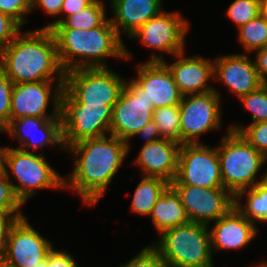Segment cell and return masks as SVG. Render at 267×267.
<instances>
[{
    "instance_id": "cell-44",
    "label": "cell",
    "mask_w": 267,
    "mask_h": 267,
    "mask_svg": "<svg viewBox=\"0 0 267 267\" xmlns=\"http://www.w3.org/2000/svg\"><path fill=\"white\" fill-rule=\"evenodd\" d=\"M260 14L267 19V0H260Z\"/></svg>"
},
{
    "instance_id": "cell-23",
    "label": "cell",
    "mask_w": 267,
    "mask_h": 267,
    "mask_svg": "<svg viewBox=\"0 0 267 267\" xmlns=\"http://www.w3.org/2000/svg\"><path fill=\"white\" fill-rule=\"evenodd\" d=\"M149 216L159 234L190 222L180 196L171 186L157 200Z\"/></svg>"
},
{
    "instance_id": "cell-22",
    "label": "cell",
    "mask_w": 267,
    "mask_h": 267,
    "mask_svg": "<svg viewBox=\"0 0 267 267\" xmlns=\"http://www.w3.org/2000/svg\"><path fill=\"white\" fill-rule=\"evenodd\" d=\"M163 0H110L113 16L110 22L118 35L123 31L128 37L162 10ZM111 5V6H110Z\"/></svg>"
},
{
    "instance_id": "cell-9",
    "label": "cell",
    "mask_w": 267,
    "mask_h": 267,
    "mask_svg": "<svg viewBox=\"0 0 267 267\" xmlns=\"http://www.w3.org/2000/svg\"><path fill=\"white\" fill-rule=\"evenodd\" d=\"M221 94L218 89L182 96L180 109L181 144L200 143V136L222 127Z\"/></svg>"
},
{
    "instance_id": "cell-45",
    "label": "cell",
    "mask_w": 267,
    "mask_h": 267,
    "mask_svg": "<svg viewBox=\"0 0 267 267\" xmlns=\"http://www.w3.org/2000/svg\"><path fill=\"white\" fill-rule=\"evenodd\" d=\"M261 179H262L261 183L267 187V171L266 173H264V175L262 173Z\"/></svg>"
},
{
    "instance_id": "cell-42",
    "label": "cell",
    "mask_w": 267,
    "mask_h": 267,
    "mask_svg": "<svg viewBox=\"0 0 267 267\" xmlns=\"http://www.w3.org/2000/svg\"><path fill=\"white\" fill-rule=\"evenodd\" d=\"M135 136H141L145 139L143 145L162 139L158 128L153 120L148 122L140 131L133 135L132 138H135Z\"/></svg>"
},
{
    "instance_id": "cell-18",
    "label": "cell",
    "mask_w": 267,
    "mask_h": 267,
    "mask_svg": "<svg viewBox=\"0 0 267 267\" xmlns=\"http://www.w3.org/2000/svg\"><path fill=\"white\" fill-rule=\"evenodd\" d=\"M135 68L138 75L133 80L143 88L154 109L180 104L182 95L163 61H146Z\"/></svg>"
},
{
    "instance_id": "cell-21",
    "label": "cell",
    "mask_w": 267,
    "mask_h": 267,
    "mask_svg": "<svg viewBox=\"0 0 267 267\" xmlns=\"http://www.w3.org/2000/svg\"><path fill=\"white\" fill-rule=\"evenodd\" d=\"M181 145L168 139L145 144L134 165L141 168L142 176L160 177L171 183L177 174Z\"/></svg>"
},
{
    "instance_id": "cell-37",
    "label": "cell",
    "mask_w": 267,
    "mask_h": 267,
    "mask_svg": "<svg viewBox=\"0 0 267 267\" xmlns=\"http://www.w3.org/2000/svg\"><path fill=\"white\" fill-rule=\"evenodd\" d=\"M45 267H79L75 257L68 251L52 248L45 257Z\"/></svg>"
},
{
    "instance_id": "cell-28",
    "label": "cell",
    "mask_w": 267,
    "mask_h": 267,
    "mask_svg": "<svg viewBox=\"0 0 267 267\" xmlns=\"http://www.w3.org/2000/svg\"><path fill=\"white\" fill-rule=\"evenodd\" d=\"M162 139L181 144L179 105L164 106L154 109L153 119Z\"/></svg>"
},
{
    "instance_id": "cell-32",
    "label": "cell",
    "mask_w": 267,
    "mask_h": 267,
    "mask_svg": "<svg viewBox=\"0 0 267 267\" xmlns=\"http://www.w3.org/2000/svg\"><path fill=\"white\" fill-rule=\"evenodd\" d=\"M23 204L15 195L12 184L8 181L5 172L0 174V213L23 214Z\"/></svg>"
},
{
    "instance_id": "cell-35",
    "label": "cell",
    "mask_w": 267,
    "mask_h": 267,
    "mask_svg": "<svg viewBox=\"0 0 267 267\" xmlns=\"http://www.w3.org/2000/svg\"><path fill=\"white\" fill-rule=\"evenodd\" d=\"M119 267H168L157 250L152 245H147L135 257Z\"/></svg>"
},
{
    "instance_id": "cell-12",
    "label": "cell",
    "mask_w": 267,
    "mask_h": 267,
    "mask_svg": "<svg viewBox=\"0 0 267 267\" xmlns=\"http://www.w3.org/2000/svg\"><path fill=\"white\" fill-rule=\"evenodd\" d=\"M189 22L177 11H161L139 27L129 38L143 46L174 56L185 51Z\"/></svg>"
},
{
    "instance_id": "cell-47",
    "label": "cell",
    "mask_w": 267,
    "mask_h": 267,
    "mask_svg": "<svg viewBox=\"0 0 267 267\" xmlns=\"http://www.w3.org/2000/svg\"><path fill=\"white\" fill-rule=\"evenodd\" d=\"M256 267V266H255ZM257 267H267V261L260 262Z\"/></svg>"
},
{
    "instance_id": "cell-46",
    "label": "cell",
    "mask_w": 267,
    "mask_h": 267,
    "mask_svg": "<svg viewBox=\"0 0 267 267\" xmlns=\"http://www.w3.org/2000/svg\"><path fill=\"white\" fill-rule=\"evenodd\" d=\"M35 267H45V259H43V260L40 261L38 264H36Z\"/></svg>"
},
{
    "instance_id": "cell-19",
    "label": "cell",
    "mask_w": 267,
    "mask_h": 267,
    "mask_svg": "<svg viewBox=\"0 0 267 267\" xmlns=\"http://www.w3.org/2000/svg\"><path fill=\"white\" fill-rule=\"evenodd\" d=\"M213 78L223 82L238 99L263 85L254 60L245 52L215 58Z\"/></svg>"
},
{
    "instance_id": "cell-8",
    "label": "cell",
    "mask_w": 267,
    "mask_h": 267,
    "mask_svg": "<svg viewBox=\"0 0 267 267\" xmlns=\"http://www.w3.org/2000/svg\"><path fill=\"white\" fill-rule=\"evenodd\" d=\"M126 79L111 68H82L65 72L63 91L75 103L107 104L118 101Z\"/></svg>"
},
{
    "instance_id": "cell-30",
    "label": "cell",
    "mask_w": 267,
    "mask_h": 267,
    "mask_svg": "<svg viewBox=\"0 0 267 267\" xmlns=\"http://www.w3.org/2000/svg\"><path fill=\"white\" fill-rule=\"evenodd\" d=\"M244 109L252 114L251 123L267 122V85H261L256 91L239 98Z\"/></svg>"
},
{
    "instance_id": "cell-11",
    "label": "cell",
    "mask_w": 267,
    "mask_h": 267,
    "mask_svg": "<svg viewBox=\"0 0 267 267\" xmlns=\"http://www.w3.org/2000/svg\"><path fill=\"white\" fill-rule=\"evenodd\" d=\"M170 185L223 187L217 147H210L202 142L182 144L177 174Z\"/></svg>"
},
{
    "instance_id": "cell-1",
    "label": "cell",
    "mask_w": 267,
    "mask_h": 267,
    "mask_svg": "<svg viewBox=\"0 0 267 267\" xmlns=\"http://www.w3.org/2000/svg\"><path fill=\"white\" fill-rule=\"evenodd\" d=\"M77 156L64 189L77 192L87 206L95 205L110 186L128 155V143L111 134L79 141L66 147Z\"/></svg>"
},
{
    "instance_id": "cell-2",
    "label": "cell",
    "mask_w": 267,
    "mask_h": 267,
    "mask_svg": "<svg viewBox=\"0 0 267 267\" xmlns=\"http://www.w3.org/2000/svg\"><path fill=\"white\" fill-rule=\"evenodd\" d=\"M0 69L13 84L45 80L64 83L65 80L50 29L20 32L0 53Z\"/></svg>"
},
{
    "instance_id": "cell-33",
    "label": "cell",
    "mask_w": 267,
    "mask_h": 267,
    "mask_svg": "<svg viewBox=\"0 0 267 267\" xmlns=\"http://www.w3.org/2000/svg\"><path fill=\"white\" fill-rule=\"evenodd\" d=\"M13 82L0 69V130L10 122Z\"/></svg>"
},
{
    "instance_id": "cell-20",
    "label": "cell",
    "mask_w": 267,
    "mask_h": 267,
    "mask_svg": "<svg viewBox=\"0 0 267 267\" xmlns=\"http://www.w3.org/2000/svg\"><path fill=\"white\" fill-rule=\"evenodd\" d=\"M210 231L211 249H241L257 236L258 227L249 221L235 206L225 215L214 221Z\"/></svg>"
},
{
    "instance_id": "cell-17",
    "label": "cell",
    "mask_w": 267,
    "mask_h": 267,
    "mask_svg": "<svg viewBox=\"0 0 267 267\" xmlns=\"http://www.w3.org/2000/svg\"><path fill=\"white\" fill-rule=\"evenodd\" d=\"M177 59L167 64L163 54H152L148 61H163L171 71L182 96L204 94L214 90L208 81L213 79L214 60L202 56H185V51L174 55Z\"/></svg>"
},
{
    "instance_id": "cell-31",
    "label": "cell",
    "mask_w": 267,
    "mask_h": 267,
    "mask_svg": "<svg viewBox=\"0 0 267 267\" xmlns=\"http://www.w3.org/2000/svg\"><path fill=\"white\" fill-rule=\"evenodd\" d=\"M260 14V0H233L226 9V15L237 29Z\"/></svg>"
},
{
    "instance_id": "cell-41",
    "label": "cell",
    "mask_w": 267,
    "mask_h": 267,
    "mask_svg": "<svg viewBox=\"0 0 267 267\" xmlns=\"http://www.w3.org/2000/svg\"><path fill=\"white\" fill-rule=\"evenodd\" d=\"M255 68L263 85H267V46L255 51Z\"/></svg>"
},
{
    "instance_id": "cell-3",
    "label": "cell",
    "mask_w": 267,
    "mask_h": 267,
    "mask_svg": "<svg viewBox=\"0 0 267 267\" xmlns=\"http://www.w3.org/2000/svg\"><path fill=\"white\" fill-rule=\"evenodd\" d=\"M65 72L82 68H106V59H131V53L108 19L102 26L83 30L50 28Z\"/></svg>"
},
{
    "instance_id": "cell-7",
    "label": "cell",
    "mask_w": 267,
    "mask_h": 267,
    "mask_svg": "<svg viewBox=\"0 0 267 267\" xmlns=\"http://www.w3.org/2000/svg\"><path fill=\"white\" fill-rule=\"evenodd\" d=\"M113 108L107 104L75 103L60 93L59 116L65 148L79 141L110 134Z\"/></svg>"
},
{
    "instance_id": "cell-43",
    "label": "cell",
    "mask_w": 267,
    "mask_h": 267,
    "mask_svg": "<svg viewBox=\"0 0 267 267\" xmlns=\"http://www.w3.org/2000/svg\"><path fill=\"white\" fill-rule=\"evenodd\" d=\"M7 150V146L0 147V174L4 172V164H5V153Z\"/></svg>"
},
{
    "instance_id": "cell-34",
    "label": "cell",
    "mask_w": 267,
    "mask_h": 267,
    "mask_svg": "<svg viewBox=\"0 0 267 267\" xmlns=\"http://www.w3.org/2000/svg\"><path fill=\"white\" fill-rule=\"evenodd\" d=\"M31 11V0H0V12L13 18L22 27L28 21L26 15Z\"/></svg>"
},
{
    "instance_id": "cell-16",
    "label": "cell",
    "mask_w": 267,
    "mask_h": 267,
    "mask_svg": "<svg viewBox=\"0 0 267 267\" xmlns=\"http://www.w3.org/2000/svg\"><path fill=\"white\" fill-rule=\"evenodd\" d=\"M2 132L8 133L12 139H18L20 146L17 148L27 153H34L41 148V155H43L44 147H48L49 144L65 150L60 118L27 116L13 119L2 129Z\"/></svg>"
},
{
    "instance_id": "cell-25",
    "label": "cell",
    "mask_w": 267,
    "mask_h": 267,
    "mask_svg": "<svg viewBox=\"0 0 267 267\" xmlns=\"http://www.w3.org/2000/svg\"><path fill=\"white\" fill-rule=\"evenodd\" d=\"M247 194V195H245ZM246 198L244 205L241 203L242 198ZM249 221L256 225V221L267 222V187L261 182L254 187L241 190L235 196L234 205Z\"/></svg>"
},
{
    "instance_id": "cell-38",
    "label": "cell",
    "mask_w": 267,
    "mask_h": 267,
    "mask_svg": "<svg viewBox=\"0 0 267 267\" xmlns=\"http://www.w3.org/2000/svg\"><path fill=\"white\" fill-rule=\"evenodd\" d=\"M95 0H64L62 9L60 12V16L66 14V16L63 18H58L51 22L50 24H47L41 29H50L52 25H58L60 24L65 18L69 17L70 15L74 14L75 12L79 10H83L84 8L88 7L91 5Z\"/></svg>"
},
{
    "instance_id": "cell-48",
    "label": "cell",
    "mask_w": 267,
    "mask_h": 267,
    "mask_svg": "<svg viewBox=\"0 0 267 267\" xmlns=\"http://www.w3.org/2000/svg\"><path fill=\"white\" fill-rule=\"evenodd\" d=\"M0 267H10L3 260H0Z\"/></svg>"
},
{
    "instance_id": "cell-15",
    "label": "cell",
    "mask_w": 267,
    "mask_h": 267,
    "mask_svg": "<svg viewBox=\"0 0 267 267\" xmlns=\"http://www.w3.org/2000/svg\"><path fill=\"white\" fill-rule=\"evenodd\" d=\"M26 219L11 227L2 260L10 267H35L54 247Z\"/></svg>"
},
{
    "instance_id": "cell-27",
    "label": "cell",
    "mask_w": 267,
    "mask_h": 267,
    "mask_svg": "<svg viewBox=\"0 0 267 267\" xmlns=\"http://www.w3.org/2000/svg\"><path fill=\"white\" fill-rule=\"evenodd\" d=\"M238 41L248 53L267 46V19L261 14L238 28Z\"/></svg>"
},
{
    "instance_id": "cell-10",
    "label": "cell",
    "mask_w": 267,
    "mask_h": 267,
    "mask_svg": "<svg viewBox=\"0 0 267 267\" xmlns=\"http://www.w3.org/2000/svg\"><path fill=\"white\" fill-rule=\"evenodd\" d=\"M153 102L133 79L125 82L118 101L113 106L110 134L128 143L133 135L153 119Z\"/></svg>"
},
{
    "instance_id": "cell-40",
    "label": "cell",
    "mask_w": 267,
    "mask_h": 267,
    "mask_svg": "<svg viewBox=\"0 0 267 267\" xmlns=\"http://www.w3.org/2000/svg\"><path fill=\"white\" fill-rule=\"evenodd\" d=\"M64 0H31L32 10L39 7L46 15L58 17L60 15Z\"/></svg>"
},
{
    "instance_id": "cell-39",
    "label": "cell",
    "mask_w": 267,
    "mask_h": 267,
    "mask_svg": "<svg viewBox=\"0 0 267 267\" xmlns=\"http://www.w3.org/2000/svg\"><path fill=\"white\" fill-rule=\"evenodd\" d=\"M24 216L25 215L23 214L0 213V260H2L3 258L11 227L16 223L18 219Z\"/></svg>"
},
{
    "instance_id": "cell-36",
    "label": "cell",
    "mask_w": 267,
    "mask_h": 267,
    "mask_svg": "<svg viewBox=\"0 0 267 267\" xmlns=\"http://www.w3.org/2000/svg\"><path fill=\"white\" fill-rule=\"evenodd\" d=\"M21 27L13 18L0 12V53L20 33Z\"/></svg>"
},
{
    "instance_id": "cell-5",
    "label": "cell",
    "mask_w": 267,
    "mask_h": 267,
    "mask_svg": "<svg viewBox=\"0 0 267 267\" xmlns=\"http://www.w3.org/2000/svg\"><path fill=\"white\" fill-rule=\"evenodd\" d=\"M217 146L223 187L234 197L244 189L252 188L262 179L257 174L267 157L251 146L238 132L227 129Z\"/></svg>"
},
{
    "instance_id": "cell-29",
    "label": "cell",
    "mask_w": 267,
    "mask_h": 267,
    "mask_svg": "<svg viewBox=\"0 0 267 267\" xmlns=\"http://www.w3.org/2000/svg\"><path fill=\"white\" fill-rule=\"evenodd\" d=\"M228 129L238 132L251 146L267 157V122L250 123L247 126L232 124Z\"/></svg>"
},
{
    "instance_id": "cell-26",
    "label": "cell",
    "mask_w": 267,
    "mask_h": 267,
    "mask_svg": "<svg viewBox=\"0 0 267 267\" xmlns=\"http://www.w3.org/2000/svg\"><path fill=\"white\" fill-rule=\"evenodd\" d=\"M104 1L95 0L91 5L65 18L51 28L93 29L102 26L109 18L106 16Z\"/></svg>"
},
{
    "instance_id": "cell-24",
    "label": "cell",
    "mask_w": 267,
    "mask_h": 267,
    "mask_svg": "<svg viewBox=\"0 0 267 267\" xmlns=\"http://www.w3.org/2000/svg\"><path fill=\"white\" fill-rule=\"evenodd\" d=\"M169 186L170 183L163 178L143 176L133 193L130 210L149 216L155 203Z\"/></svg>"
},
{
    "instance_id": "cell-13",
    "label": "cell",
    "mask_w": 267,
    "mask_h": 267,
    "mask_svg": "<svg viewBox=\"0 0 267 267\" xmlns=\"http://www.w3.org/2000/svg\"><path fill=\"white\" fill-rule=\"evenodd\" d=\"M54 80L39 82H28L14 84L11 96L10 120L32 116L38 118H60L59 102L60 93L63 91L64 83ZM51 101V102H50ZM53 103L52 112L47 108Z\"/></svg>"
},
{
    "instance_id": "cell-4",
    "label": "cell",
    "mask_w": 267,
    "mask_h": 267,
    "mask_svg": "<svg viewBox=\"0 0 267 267\" xmlns=\"http://www.w3.org/2000/svg\"><path fill=\"white\" fill-rule=\"evenodd\" d=\"M209 229L190 221L164 231L152 246L168 267H214Z\"/></svg>"
},
{
    "instance_id": "cell-14",
    "label": "cell",
    "mask_w": 267,
    "mask_h": 267,
    "mask_svg": "<svg viewBox=\"0 0 267 267\" xmlns=\"http://www.w3.org/2000/svg\"><path fill=\"white\" fill-rule=\"evenodd\" d=\"M170 186L180 196L188 218L194 223L209 226L235 205V197L224 187Z\"/></svg>"
},
{
    "instance_id": "cell-6",
    "label": "cell",
    "mask_w": 267,
    "mask_h": 267,
    "mask_svg": "<svg viewBox=\"0 0 267 267\" xmlns=\"http://www.w3.org/2000/svg\"><path fill=\"white\" fill-rule=\"evenodd\" d=\"M4 172L22 204L33 197L36 190L65 188L64 177L51 167L44 154L7 146ZM11 176L15 179L11 180ZM15 180L18 184H14Z\"/></svg>"
}]
</instances>
